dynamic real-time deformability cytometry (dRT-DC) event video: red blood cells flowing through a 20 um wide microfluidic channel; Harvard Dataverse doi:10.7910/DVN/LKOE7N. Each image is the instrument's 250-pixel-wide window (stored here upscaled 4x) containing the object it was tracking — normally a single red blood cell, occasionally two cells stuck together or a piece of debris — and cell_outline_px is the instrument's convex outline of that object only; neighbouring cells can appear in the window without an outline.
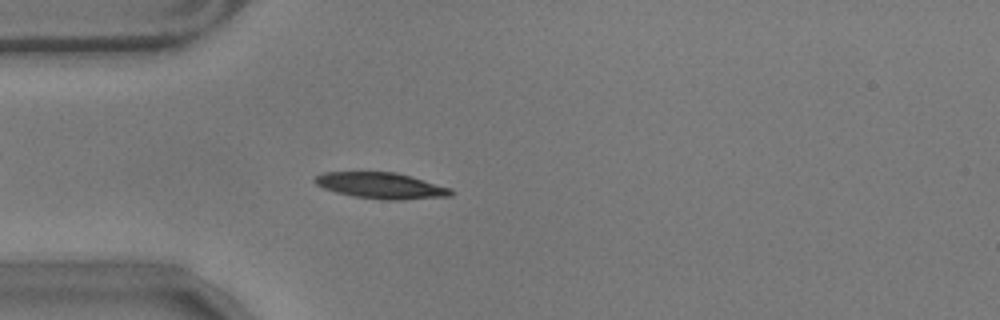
{"species": "common noctule bat (a hibernating species)", "species_latin": "Nyctalus noctula", "temperature_condition": "warm", "stored_images_in_passage": 56, "camera_frame_rate_fps": 3000, "um_per_image_px": 0.085, "animal": {"sex": "male", "body_mass_g": 17.9}, "frame": {"image": 1, "passage_image": 15, "time_ms": 4.667, "image_size_px": [1000, 320], "cell_outline_px": [[456, 192], [452, 196], [400, 200], [384, 200], [352, 196], [336, 192], [324, 188], [316, 184], [312, 180], [316, 176], [324, 172], [396, 172], [452, 188]], "centroid_in_image_um": [32.42, 15.78], "position_along_channel_um": 52.6, "area_um2": 20.81}}
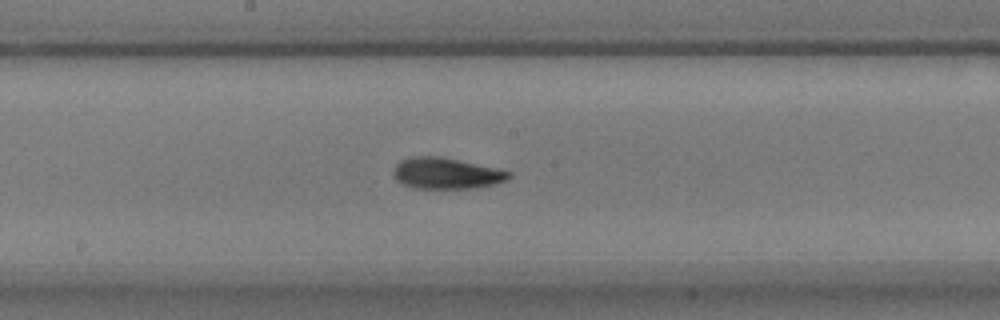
{"frame": {"image": 2, "passage_image": 29, "time_ms": 9.333, "image_size_px": [1000, 320], "cell_outline_px": [[512, 176], [508, 180], [496, 184], [472, 188], [412, 188], [396, 180], [392, 176], [392, 172], [396, 164], [400, 160], [412, 156], [440, 156], [512, 172]], "centroid_in_image_um": [37.9, 14.73], "position_along_channel_um": 210.3, "area_um2": 20.98}}
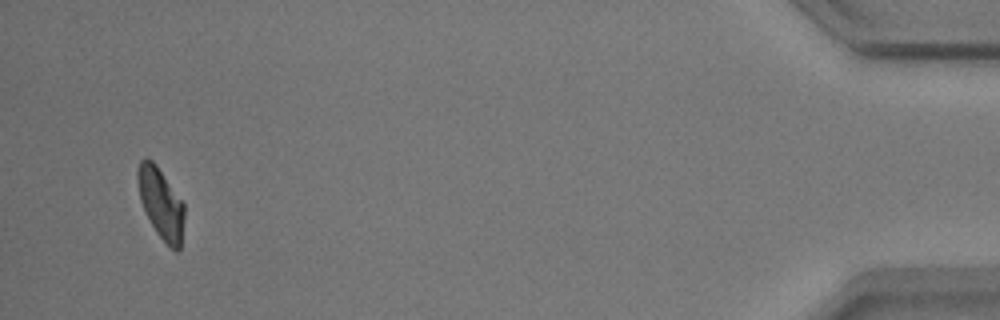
{"frame": {"image": 3, "passage_image": 54, "time_ms": 17.667, "image_size_px": [1000, 320], "cell_outline_px": [[184, 216], [180, 248], [176, 252], [156, 232], [140, 200], [136, 180], [136, 172], [140, 160], [144, 156], [152, 160], [156, 164], [184, 204]], "centroid_in_image_um": [13.65, 17.22], "position_along_channel_um": 421.6, "area_um2": 18.96}, "authors_computed_cell_mechanics": {"area_um2": 20.0855, "velocity_mm_per_s": 3.5126, "shape_relaxation_time_tau1_ms": 2.9575, "shape_relaxation_time_tau2_ms": 2.2017, "deformation_change_tau1": 0.1475, "deformation_change_tau2": 0.091}}